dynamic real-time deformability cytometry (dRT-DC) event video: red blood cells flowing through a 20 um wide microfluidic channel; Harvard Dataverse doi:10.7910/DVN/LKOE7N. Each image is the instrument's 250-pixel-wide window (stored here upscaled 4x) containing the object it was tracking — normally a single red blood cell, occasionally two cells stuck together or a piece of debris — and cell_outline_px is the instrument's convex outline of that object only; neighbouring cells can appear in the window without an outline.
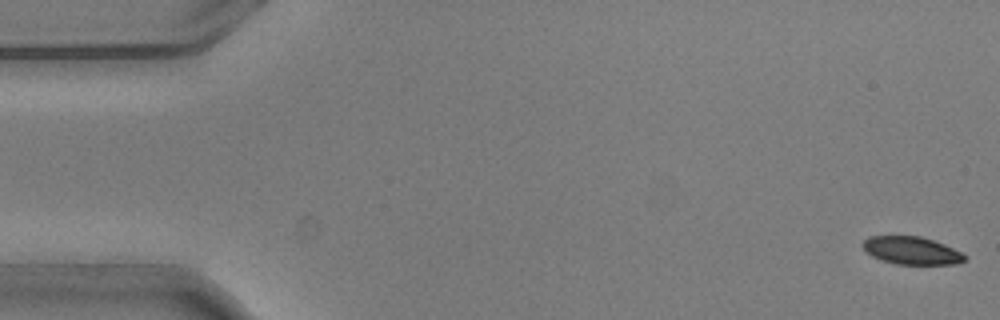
{"species": "common noctule bat (a hibernating species)", "species_latin": "Nyctalus noctula", "temperature_condition": "warm", "stored_images_in_passage": 5, "camera_frame_rate_fps": 3000, "um_per_image_px": 0.085, "animal": {"sex": "male", "body_mass_g": 20.5, "forearm_length_mm": 52.5}, "frame": {"image": 1, "passage_image": 1, "time_ms": 0.0, "image_size_px": [1000, 320], "cell_outline_px": [[968, 256], [964, 260], [956, 264], [896, 264], [872, 256], [860, 244], [868, 236], [920, 236], [944, 244]], "centroid_in_image_um": [77.48, 21.29], "position_along_channel_um": 7.5, "area_um2": 16.3}}